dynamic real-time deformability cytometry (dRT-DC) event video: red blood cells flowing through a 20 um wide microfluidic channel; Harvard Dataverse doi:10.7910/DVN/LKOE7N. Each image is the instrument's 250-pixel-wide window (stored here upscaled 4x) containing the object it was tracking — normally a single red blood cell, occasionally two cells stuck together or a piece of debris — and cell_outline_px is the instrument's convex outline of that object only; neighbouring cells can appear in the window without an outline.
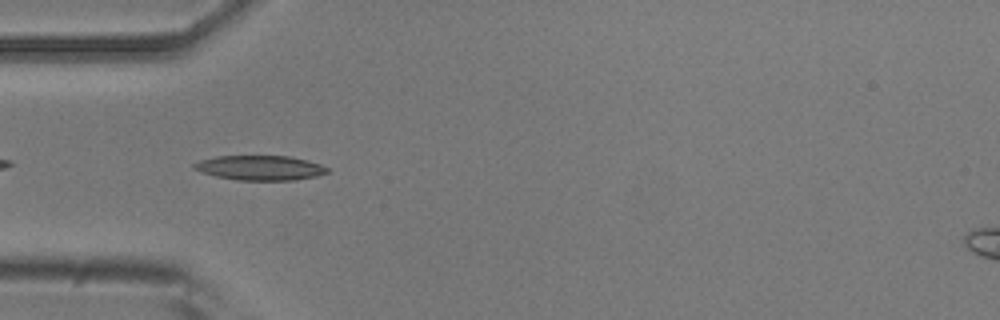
{"species": "common noctule bat (a hibernating species)", "species_latin": "Nyctalus noctula", "temperature_condition": "room temperature", "stored_images_in_passage": 23, "camera_frame_rate_fps": 3000, "um_per_image_px": 0.085, "animal": {"sex": "male", "body_mass_g": 20.5, "forearm_length_mm": 52.5}, "frame": {"image": 1, "passage_image": 3, "time_ms": 0.667, "image_size_px": [1000, 320], "cell_outline_px": [[328, 172], [316, 176], [296, 180], [236, 180], [216, 176], [192, 168], [192, 164], [200, 160], [216, 156], [288, 156], [320, 164], [328, 168]], "centroid_in_image_um": [22.08, 14.27], "position_along_channel_um": 62.9, "area_um2": 19.02}}
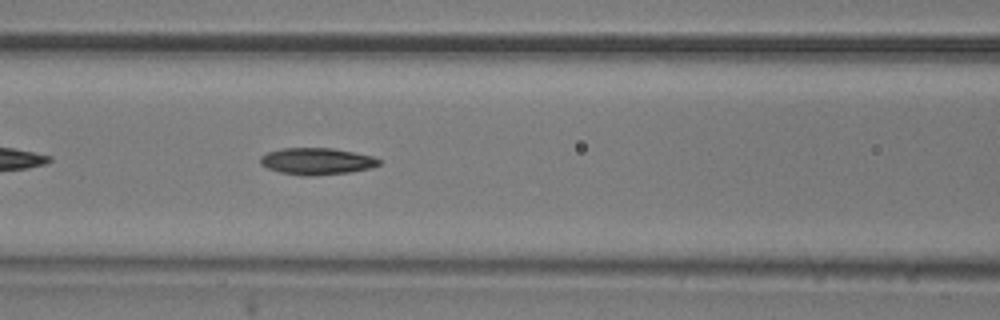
{"frame": {"image": 2, "passage_image": 9, "time_ms": 2.667, "image_size_px": [1000, 320], "cell_outline_px": [[380, 164], [368, 168], [348, 172], [312, 176], [304, 176], [280, 172], [268, 168], [260, 164], [260, 156], [268, 152], [280, 148], [332, 148], [372, 156], [380, 160]], "centroid_in_image_um": [26.87, 13.7], "position_along_channel_um": 139.7, "area_um2": 18.32}}
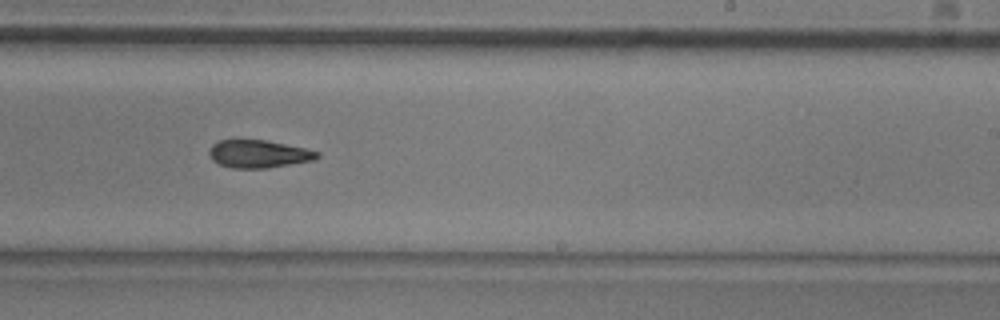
{"frame": {"image": 3, "passage_image": 19, "time_ms": 6.0, "image_size_px": [1000, 320], "cell_outline_px": [[320, 156], [312, 160], [268, 168], [232, 168], [220, 164], [212, 160], [208, 152], [212, 144], [220, 140], [268, 140], [304, 148], [320, 152]], "centroid_in_image_um": [21.97, 13.08], "position_along_channel_um": 267.0, "area_um2": 17.4}}